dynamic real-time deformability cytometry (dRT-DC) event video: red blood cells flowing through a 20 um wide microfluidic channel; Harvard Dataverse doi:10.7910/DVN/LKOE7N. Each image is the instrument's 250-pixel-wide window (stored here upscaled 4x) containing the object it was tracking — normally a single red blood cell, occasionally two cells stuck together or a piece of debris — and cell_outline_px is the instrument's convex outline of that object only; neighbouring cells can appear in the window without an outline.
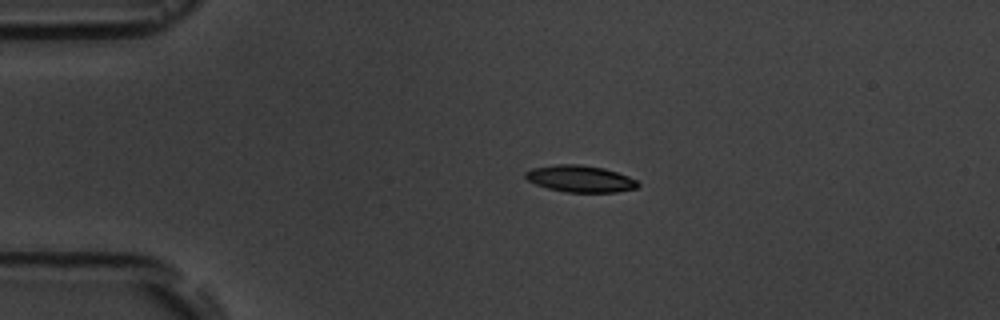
{"species": "common noctule bat (a hibernating species)", "species_latin": "Nyctalus noctula", "temperature_condition": "room temperature", "stored_images_in_passage": 2, "camera_frame_rate_fps": 3000, "um_per_image_px": 0.085, "animal": {"sex": "male", "body_mass_g": 19.5, "forearm_length_mm": 54.6}, "frame": {"image": 1, "passage_image": 1, "time_ms": 0.0, "image_size_px": [1000, 320], "cell_outline_px": [[640, 184], [636, 188], [616, 192], [564, 192], [548, 188], [536, 184], [528, 180], [524, 176], [524, 172], [532, 168], [556, 164], [580, 164], [604, 168], [628, 176], [636, 180]], "centroid_in_image_um": [49.3, 15.19], "position_along_channel_um": 35.7, "area_um2": 17.51}}